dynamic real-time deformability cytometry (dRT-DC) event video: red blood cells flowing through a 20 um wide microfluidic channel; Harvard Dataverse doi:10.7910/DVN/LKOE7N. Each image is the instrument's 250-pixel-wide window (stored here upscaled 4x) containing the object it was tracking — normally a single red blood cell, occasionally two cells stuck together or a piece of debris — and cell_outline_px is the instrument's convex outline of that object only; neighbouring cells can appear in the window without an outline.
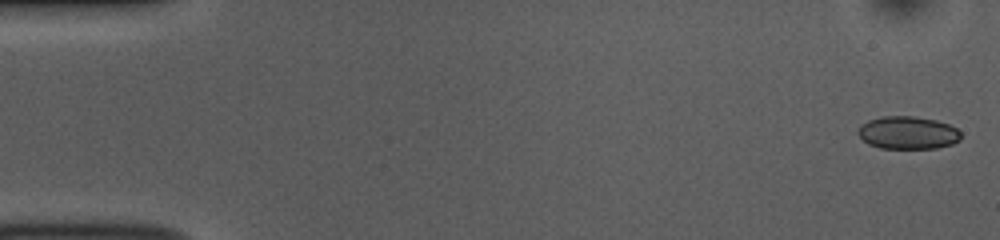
{"species": "common noctule bat (a hibernating species)", "species_latin": "Nyctalus noctula", "temperature_condition": "room temperature", "stored_images_in_passage": 52, "camera_frame_rate_fps": 3000, "um_per_image_px": 0.085, "animal": {"sex": "female", "body_mass_g": 10.0, "forearm_length_mm": 53.1}, "frame": {"image": 1, "passage_image": 1, "time_ms": 0.0, "image_size_px": [1000, 240], "cell_outline_px": [[960, 140], [952, 144], [936, 148], [880, 148], [868, 144], [856, 132], [868, 120], [880, 116], [916, 116], [936, 120], [948, 124], [956, 128], [960, 132]], "centroid_in_image_um": [77.17, 11.28], "position_along_channel_um": 7.8, "area_um2": 19.59}}
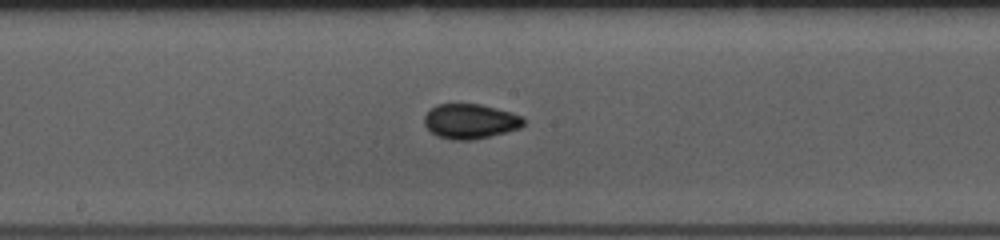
{"frame": {"image": 2, "passage_image": 27, "time_ms": 8.667, "image_size_px": [1000, 240], "cell_outline_px": [[524, 124], [520, 128], [472, 140], [452, 140], [436, 136], [424, 124], [424, 116], [436, 104], [480, 104], [496, 108], [520, 116], [524, 120]], "centroid_in_image_um": [39.93, 10.31], "position_along_channel_um": 208.3, "area_um2": 19.88}}
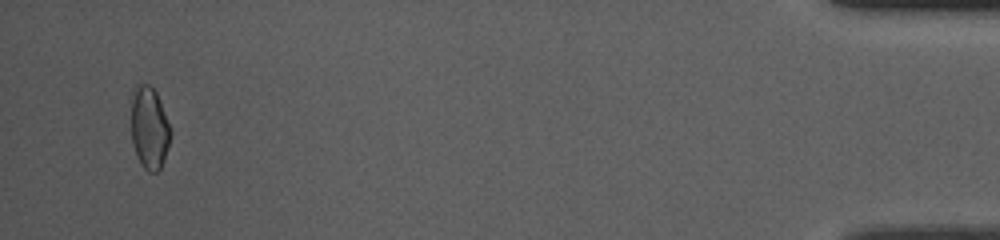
{"frame": {"image": 3, "passage_image": 50, "time_ms": 16.333, "image_size_px": [1000, 240], "cell_outline_px": [[172, 132], [160, 168], [156, 172], [148, 172], [140, 164], [132, 140], [132, 88], [136, 84], [148, 84], [156, 92]], "centroid_in_image_um": [12.68, 10.85], "position_along_channel_um": 422.5, "area_um2": 18.55}, "authors_computed_cell_mechanics": {"area_um2": 19.5364, "velocity_mm_per_s": 3.8429, "shape_relaxation_time_tau1_ms": null, "shape_relaxation_time_tau2_ms": 1.6853, "deformation_change_tau1": null, "deformation_change_tau2": 0.0481}}